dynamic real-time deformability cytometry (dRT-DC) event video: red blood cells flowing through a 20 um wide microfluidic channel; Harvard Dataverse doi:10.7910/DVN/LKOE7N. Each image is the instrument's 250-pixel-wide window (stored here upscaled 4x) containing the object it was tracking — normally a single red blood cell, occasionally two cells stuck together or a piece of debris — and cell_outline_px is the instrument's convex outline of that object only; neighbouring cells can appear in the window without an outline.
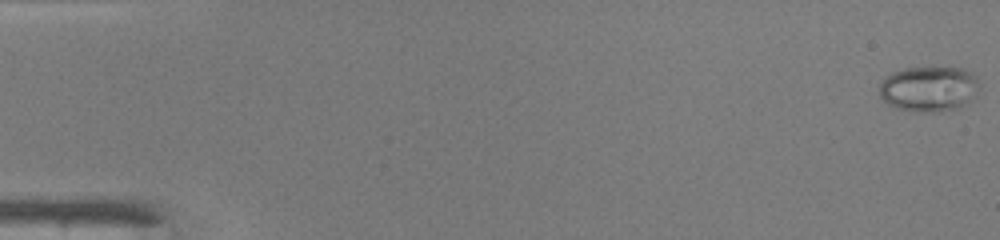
{"species": "common noctule bat (a hibernating species)", "species_latin": "Nyctalus noctula", "temperature_condition": "warm", "stored_images_in_passage": 49, "camera_frame_rate_fps": 3000, "um_per_image_px": 0.085, "animal": {"sex": "male", "body_mass_g": 19.0, "forearm_length_mm": 50.8}, "frame": {"image": 1, "passage_image": 1, "time_ms": 0.0, "image_size_px": [1000, 240], "cell_outline_px": [[980, 88], [976, 96], [960, 108], [940, 112], [920, 112], [896, 108], [888, 104], [880, 96], [880, 84], [884, 76], [892, 72], [904, 68], [964, 68], [972, 72], [976, 76], [980, 84]], "centroid_in_image_um": [79.0, 7.56], "position_along_channel_um": 6.0, "area_um2": 26.88}}
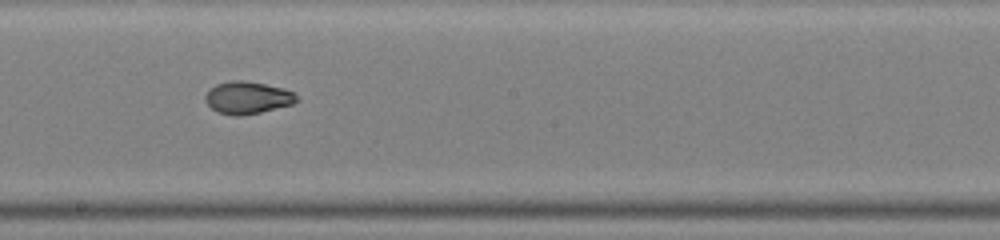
{"frame": {"image": 2, "passage_image": 28, "time_ms": 9.0, "image_size_px": [1000, 240], "cell_outline_px": [[296, 100], [292, 104], [260, 112], [240, 116], [236, 116], [216, 112], [204, 100], [204, 96], [216, 84], [232, 80], [244, 80], [284, 88], [296, 92]], "centroid_in_image_um": [21.03, 8.3], "position_along_channel_um": 227.2, "area_um2": 17.11}}
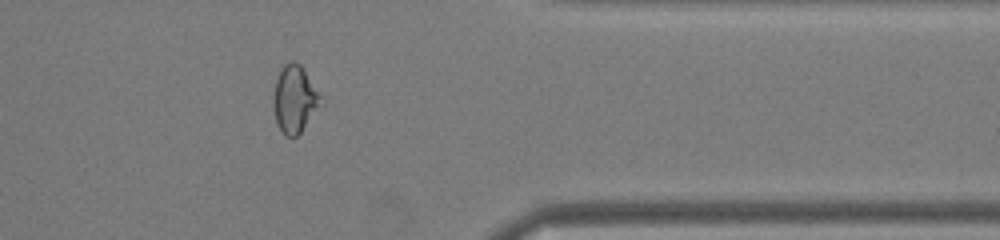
{"frame": {"image": 3, "passage_image": 40, "time_ms": 13.0, "image_size_px": [1000, 240], "cell_outline_px": [[324, 104], [300, 132], [296, 136], [284, 136], [276, 124], [272, 100], [276, 80], [280, 68], [284, 64], [292, 60], [300, 64], [320, 96]], "centroid_in_image_um": [25.03, 8.45], "position_along_channel_um": 386.4, "area_um2": 18.61}, "authors_computed_cell_mechanics": {"area_um2": 18.7272, "velocity_mm_per_s": 4.2664, "shape_relaxation_time_tau1_ms": null, "shape_relaxation_time_tau2_ms": 1.433, "deformation_change_tau1": null, "deformation_change_tau2": 0.044}}